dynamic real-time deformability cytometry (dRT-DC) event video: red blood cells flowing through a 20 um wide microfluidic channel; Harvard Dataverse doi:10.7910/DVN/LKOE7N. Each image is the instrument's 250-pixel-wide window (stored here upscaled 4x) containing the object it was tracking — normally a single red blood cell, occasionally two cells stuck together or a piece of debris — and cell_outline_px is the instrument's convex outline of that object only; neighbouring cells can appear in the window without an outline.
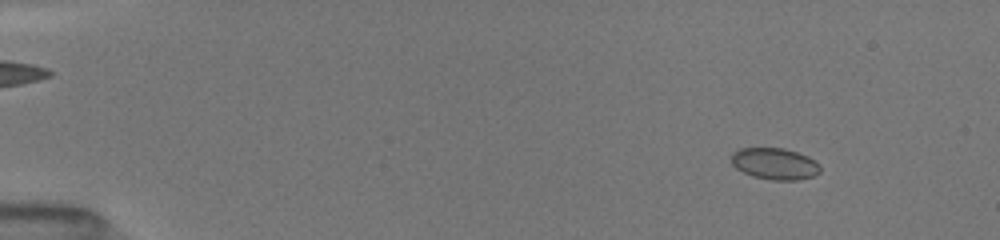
{"species": "common noctule bat (a hibernating species)", "species_latin": "Nyctalus noctula", "temperature_condition": "room temperature", "stored_images_in_passage": 51, "camera_frame_rate_fps": 3000, "um_per_image_px": 0.085, "animal": {"sex": "female", "body_mass_g": 19.5, "forearm_length_mm": 54.1}, "frame": {"image": 1, "passage_image": 8, "time_ms": 2.0, "image_size_px": [1000, 240], "cell_outline_px": [[820, 172], [812, 176], [800, 180], [772, 180], [752, 176], [736, 168], [732, 164], [732, 152], [740, 148], [784, 148], [808, 156], [820, 164]], "centroid_in_image_um": [65.86, 13.92], "position_along_channel_um": 19.1, "area_um2": 16.36}}
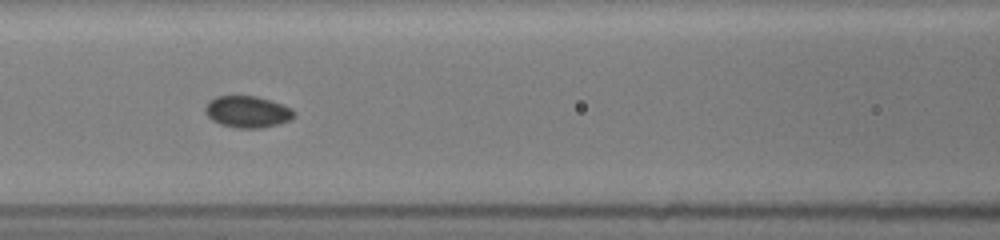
{"frame": {"image": 2, "passage_image": 24, "time_ms": 8.0, "image_size_px": [1000, 240], "cell_outline_px": [[296, 116], [292, 120], [260, 128], [236, 128], [220, 124], [212, 120], [204, 112], [204, 108], [208, 100], [216, 96], [256, 96], [272, 100], [292, 108], [296, 112]], "centroid_in_image_um": [21.04, 9.49], "position_along_channel_um": 145.6, "area_um2": 16.65}}
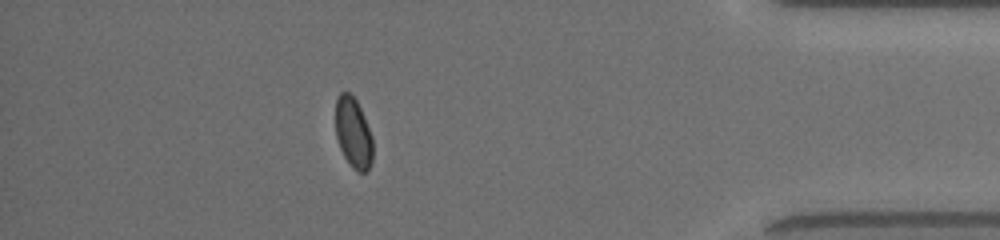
{"frame": {"image": 3, "passage_image": 45, "time_ms": 15.333, "image_size_px": [1000, 240], "cell_outline_px": [[372, 160], [368, 168], [364, 172], [356, 172], [352, 168], [344, 156], [340, 148], [336, 136], [336, 96], [340, 92], [348, 92], [356, 100], [364, 116], [372, 136]], "centroid_in_image_um": [30.02, 11.29], "position_along_channel_um": 405.2, "area_um2": 15.26}, "authors_computed_cell_mechanics": {"area_um2": 16.184, "velocity_mm_per_s": 4.0473, "shape_relaxation_time_tau1_ms": 5.2667, "shape_relaxation_time_tau2_ms": null, "deformation_change_tau1": 0.0855, "deformation_change_tau2": null}}